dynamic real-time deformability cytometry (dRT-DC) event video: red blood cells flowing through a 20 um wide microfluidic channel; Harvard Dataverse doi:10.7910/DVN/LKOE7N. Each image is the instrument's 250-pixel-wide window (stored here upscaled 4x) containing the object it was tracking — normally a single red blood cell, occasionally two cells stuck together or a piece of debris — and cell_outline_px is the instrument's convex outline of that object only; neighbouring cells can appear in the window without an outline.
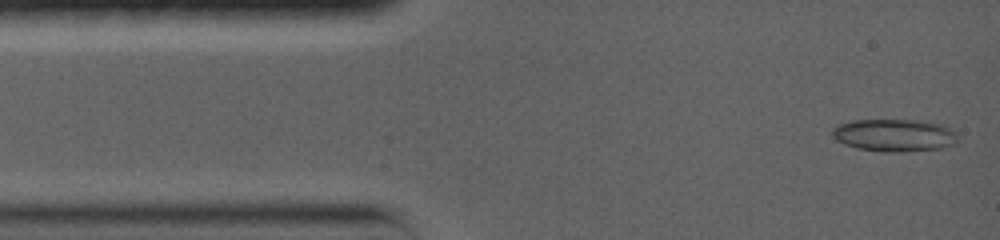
{"species": "common noctule bat (a hibernating species)", "species_latin": "Nyctalus noctula", "temperature_condition": "warm", "stored_images_in_passage": 7, "camera_frame_rate_fps": 5000, "um_per_image_px": 0.085, "animal": {"sex": "female", "body_mass_g": 19.0, "forearm_length_mm": 56.7}, "frame": {"image": 1, "passage_image": 1, "time_ms": 0.0, "image_size_px": [1000, 240], "cell_outline_px": [[956, 144], [940, 148], [900, 152], [888, 152], [856, 148], [844, 144], [836, 140], [832, 136], [832, 128], [836, 124], [852, 120], [916, 120], [944, 124], [956, 132]], "centroid_in_image_um": [75.99, 11.48], "position_along_channel_um": 9.0, "area_um2": 23.93}}
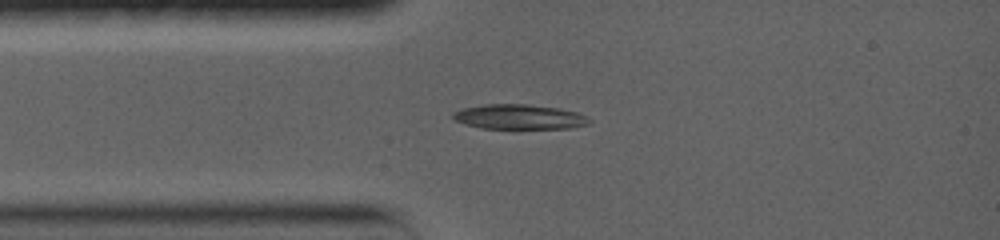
{"frame": {"image": 2, "passage_image": 4, "time_ms": 2.6, "image_size_px": [1000, 240], "cell_outline_px": [[592, 120], [588, 124], [572, 128], [480, 128], [464, 124], [456, 120], [452, 116], [452, 112], [460, 108], [484, 104], [528, 104], [560, 108], [576, 112]], "centroid_in_image_um": [44.1, 9.92], "position_along_channel_um": 40.9, "area_um2": 19.77}}
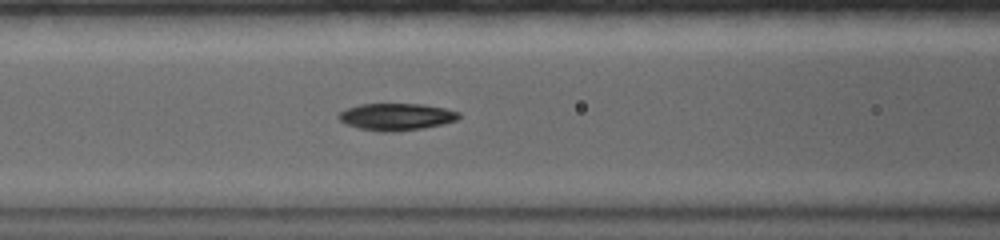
{"frame": {"image": 3, "passage_image": 7, "time_ms": 5.2, "image_size_px": [1000, 240], "cell_outline_px": [[460, 116], [456, 120], [444, 124], [424, 128], [392, 132], [380, 132], [360, 128], [344, 124], [336, 116], [340, 112], [348, 108], [360, 104], [424, 104], [444, 108], [460, 112]], "centroid_in_image_um": [33.69, 9.93], "position_along_channel_um": 132.9, "area_um2": 19.02}}